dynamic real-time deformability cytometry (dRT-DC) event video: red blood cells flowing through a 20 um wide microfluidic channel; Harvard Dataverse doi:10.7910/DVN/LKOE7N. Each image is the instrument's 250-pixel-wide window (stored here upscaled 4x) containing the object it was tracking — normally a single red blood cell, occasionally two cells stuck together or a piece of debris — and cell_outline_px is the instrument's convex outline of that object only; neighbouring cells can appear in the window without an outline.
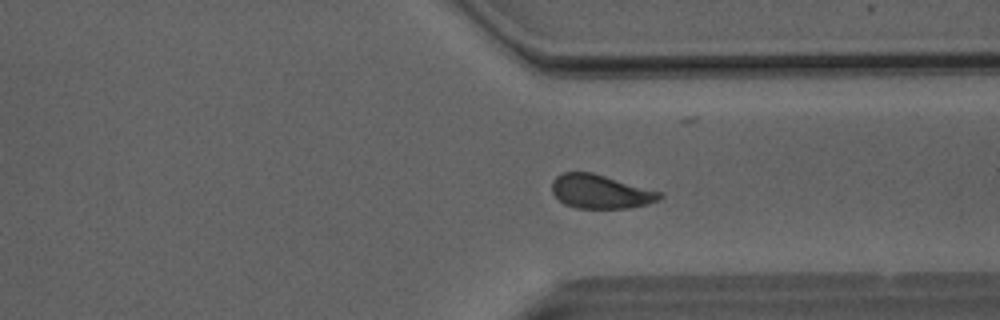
{"species": "Egyptian fruit bat (a non-hibernating species)", "species_latin": "Rousettus aegyptiacus", "temperature_condition": "room temperature", "stored_images_in_passage": 51, "camera_frame_rate_fps": 3000, "um_per_image_px": 0.085, "animal": {"sex": "male"}, "frame": {"image": 1, "passage_image": 38, "time_ms": 12.333, "image_size_px": [1000, 320], "cell_outline_px": [[664, 196], [660, 200], [648, 204], [628, 208], [576, 208], [564, 204], [552, 192], [552, 180], [560, 172], [592, 172], [664, 192]], "centroid_in_image_um": [51.08, 16.28], "position_along_channel_um": 360.3, "area_um2": 21.56}}
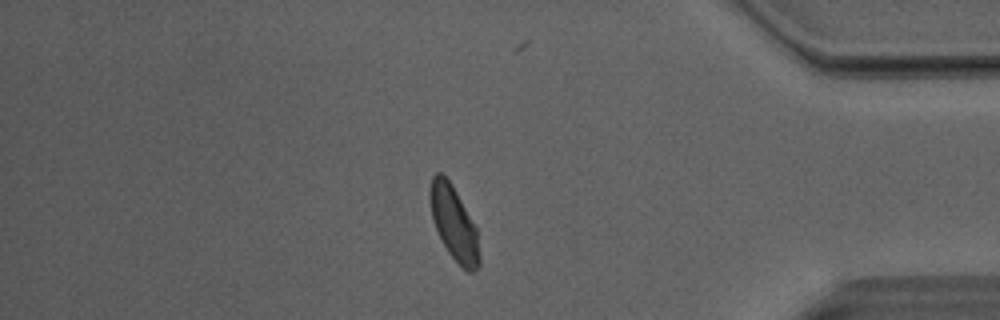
{"frame": {"image": 2, "passage_image": 43, "time_ms": 14.0, "image_size_px": [1000, 320], "cell_outline_px": [[480, 264], [472, 272], [468, 272], [448, 252], [432, 220], [428, 196], [428, 192], [432, 176], [436, 172], [440, 172], [452, 184], [476, 228], [480, 256]], "centroid_in_image_um": [38.55, 18.94], "position_along_channel_um": 396.6, "area_um2": 21.04}}
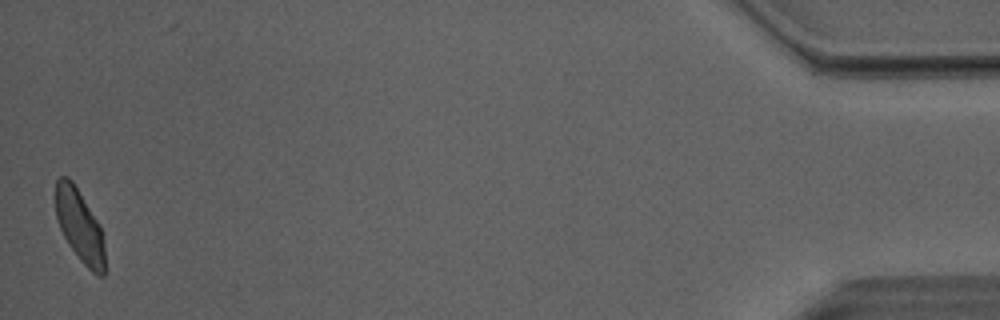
{"frame": {"image": 3, "passage_image": 50, "time_ms": 16.333, "image_size_px": [1000, 320], "cell_outline_px": [[104, 276], [100, 276], [92, 272], [80, 260], [68, 244], [56, 220], [56, 180], [60, 176], [68, 176], [72, 180], [100, 224], [104, 244]], "centroid_in_image_um": [6.76, 19.18], "position_along_channel_um": 428.4, "area_um2": 20.75}, "authors_computed_cell_mechanics": {"area_um2": 22.0796, "velocity_mm_per_s": 4.0432, "shape_relaxation_time_tau1_ms": 3.7651, "shape_relaxation_time_tau2_ms": 1.1361, "deformation_change_tau1": 0.1148, "deformation_change_tau2": 0.0739}}